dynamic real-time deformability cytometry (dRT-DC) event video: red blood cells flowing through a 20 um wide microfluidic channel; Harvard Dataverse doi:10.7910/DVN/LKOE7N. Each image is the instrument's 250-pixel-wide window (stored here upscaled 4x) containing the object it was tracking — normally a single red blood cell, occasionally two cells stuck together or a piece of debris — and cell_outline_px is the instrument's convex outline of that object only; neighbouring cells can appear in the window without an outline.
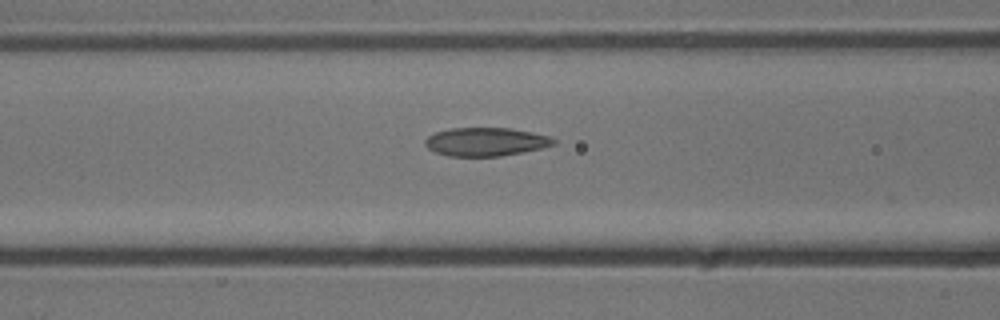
{"species": "common noctule bat (a hibernating species)", "species_latin": "Nyctalus noctula", "temperature_condition": "cold", "stored_images_in_passage": 33, "camera_frame_rate_fps": 3000, "um_per_image_px": 0.085, "animal": {"sex": "male", "body_mass_g": 13.3}, "frame": {"image": 1, "passage_image": 11, "time_ms": 3.333, "image_size_px": [1000, 320], "cell_outline_px": [[556, 144], [540, 148], [500, 156], [448, 156], [436, 152], [428, 148], [424, 144], [424, 140], [428, 136], [436, 132], [448, 128], [512, 128], [532, 132], [548, 136], [556, 140]], "centroid_in_image_um": [41.26, 12.04], "position_along_channel_um": 125.3, "area_um2": 21.21}}
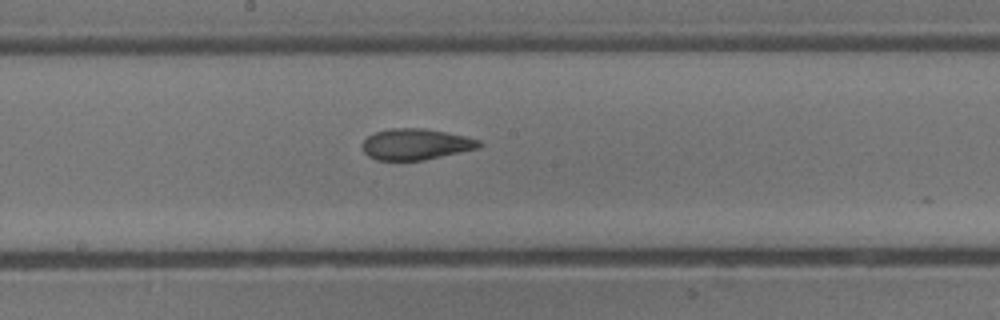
{"frame": {"image": 2, "passage_image": 18, "time_ms": 5.667, "image_size_px": [1000, 320], "cell_outline_px": [[484, 144], [480, 148], [424, 160], [376, 160], [368, 156], [364, 152], [360, 144], [368, 136], [376, 132], [388, 128], [424, 128], [464, 136], [480, 140]], "centroid_in_image_um": [35.34, 12.26], "position_along_channel_um": 212.9, "area_um2": 21.27}}
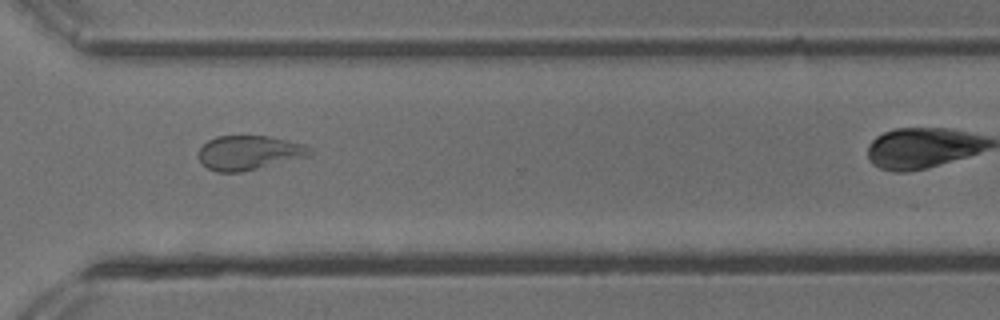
{"frame": {"image": 3, "passage_image": 29, "time_ms": 9.333, "image_size_px": [1000, 320], "cell_outline_px": [[312, 152], [308, 156], [240, 172], [216, 172], [208, 168], [200, 160], [200, 148], [208, 140], [216, 136], [272, 136], [304, 144], [312, 148]], "centroid_in_image_um": [21.19, 12.96], "position_along_channel_um": 349.4, "area_um2": 22.02}}